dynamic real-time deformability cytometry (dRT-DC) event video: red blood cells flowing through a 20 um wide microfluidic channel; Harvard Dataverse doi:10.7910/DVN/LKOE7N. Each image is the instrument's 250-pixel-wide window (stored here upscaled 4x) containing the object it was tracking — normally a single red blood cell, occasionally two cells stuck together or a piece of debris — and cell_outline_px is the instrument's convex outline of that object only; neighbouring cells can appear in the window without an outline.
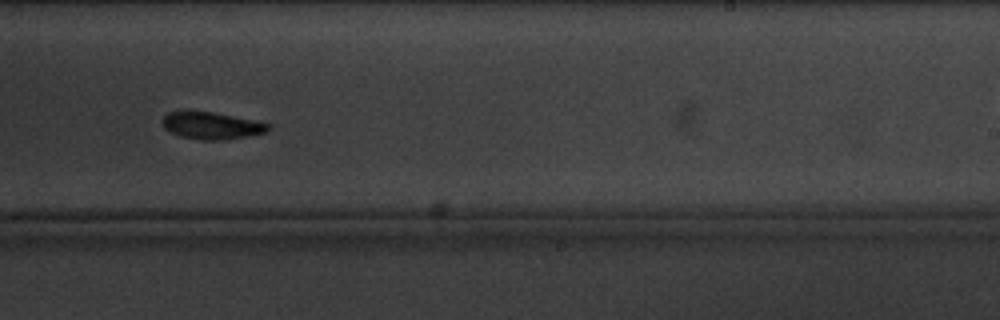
{"species": "common noctule bat (a hibernating species)", "species_latin": "Nyctalus noctula", "temperature_condition": "cold", "stored_images_in_passage": 12, "camera_frame_rate_fps": 3000, "um_per_image_px": 0.085, "animal": {"sex": "male", "body_mass_g": 20.1, "forearm_length_mm": 53.5}, "frame": {"image": 1, "passage_image": 10, "time_ms": 10.667, "image_size_px": [1000, 320], "cell_outline_px": [[272, 128], [268, 132], [248, 136], [224, 140], [200, 140], [180, 136], [168, 132], [164, 128], [160, 120], [168, 112], [212, 112], [272, 124]], "centroid_in_image_um": [17.99, 10.7], "position_along_channel_um": 271.0, "area_um2": 16.76}}